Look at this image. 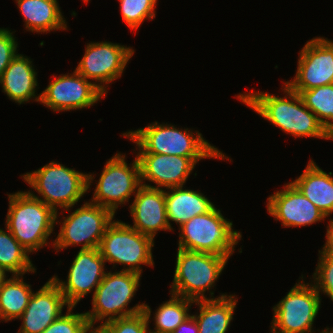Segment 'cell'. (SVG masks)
I'll return each instance as SVG.
<instances>
[{"label": "cell", "mask_w": 333, "mask_h": 333, "mask_svg": "<svg viewBox=\"0 0 333 333\" xmlns=\"http://www.w3.org/2000/svg\"><path fill=\"white\" fill-rule=\"evenodd\" d=\"M215 206L179 227L178 248L230 257L242 235Z\"/></svg>", "instance_id": "obj_6"}, {"label": "cell", "mask_w": 333, "mask_h": 333, "mask_svg": "<svg viewBox=\"0 0 333 333\" xmlns=\"http://www.w3.org/2000/svg\"><path fill=\"white\" fill-rule=\"evenodd\" d=\"M181 187L165 190V204L168 223L176 222L179 226L193 218L209 212L215 205L204 194Z\"/></svg>", "instance_id": "obj_22"}, {"label": "cell", "mask_w": 333, "mask_h": 333, "mask_svg": "<svg viewBox=\"0 0 333 333\" xmlns=\"http://www.w3.org/2000/svg\"><path fill=\"white\" fill-rule=\"evenodd\" d=\"M172 333H199L198 324L195 318L189 316L183 323H181Z\"/></svg>", "instance_id": "obj_34"}, {"label": "cell", "mask_w": 333, "mask_h": 333, "mask_svg": "<svg viewBox=\"0 0 333 333\" xmlns=\"http://www.w3.org/2000/svg\"><path fill=\"white\" fill-rule=\"evenodd\" d=\"M267 211L284 227H301L324 221L326 216L292 183L267 198Z\"/></svg>", "instance_id": "obj_17"}, {"label": "cell", "mask_w": 333, "mask_h": 333, "mask_svg": "<svg viewBox=\"0 0 333 333\" xmlns=\"http://www.w3.org/2000/svg\"><path fill=\"white\" fill-rule=\"evenodd\" d=\"M152 247L154 239L141 234L122 221H112L101 239L99 251L106 262L122 264V271L141 275V265L154 266Z\"/></svg>", "instance_id": "obj_8"}, {"label": "cell", "mask_w": 333, "mask_h": 333, "mask_svg": "<svg viewBox=\"0 0 333 333\" xmlns=\"http://www.w3.org/2000/svg\"><path fill=\"white\" fill-rule=\"evenodd\" d=\"M69 307L66 314H62L42 333H90V327L85 313H72Z\"/></svg>", "instance_id": "obj_31"}, {"label": "cell", "mask_w": 333, "mask_h": 333, "mask_svg": "<svg viewBox=\"0 0 333 333\" xmlns=\"http://www.w3.org/2000/svg\"><path fill=\"white\" fill-rule=\"evenodd\" d=\"M7 271L0 266V284L6 280Z\"/></svg>", "instance_id": "obj_36"}, {"label": "cell", "mask_w": 333, "mask_h": 333, "mask_svg": "<svg viewBox=\"0 0 333 333\" xmlns=\"http://www.w3.org/2000/svg\"><path fill=\"white\" fill-rule=\"evenodd\" d=\"M324 254L333 257V220L329 221L327 226L326 243L321 250Z\"/></svg>", "instance_id": "obj_35"}, {"label": "cell", "mask_w": 333, "mask_h": 333, "mask_svg": "<svg viewBox=\"0 0 333 333\" xmlns=\"http://www.w3.org/2000/svg\"><path fill=\"white\" fill-rule=\"evenodd\" d=\"M235 295L221 294L217 299L195 301L199 306V315H192L199 333H226L236 308Z\"/></svg>", "instance_id": "obj_24"}, {"label": "cell", "mask_w": 333, "mask_h": 333, "mask_svg": "<svg viewBox=\"0 0 333 333\" xmlns=\"http://www.w3.org/2000/svg\"><path fill=\"white\" fill-rule=\"evenodd\" d=\"M151 308L144 303L141 313L104 322L95 327L97 333H149Z\"/></svg>", "instance_id": "obj_29"}, {"label": "cell", "mask_w": 333, "mask_h": 333, "mask_svg": "<svg viewBox=\"0 0 333 333\" xmlns=\"http://www.w3.org/2000/svg\"><path fill=\"white\" fill-rule=\"evenodd\" d=\"M136 156L140 164L141 185L158 189L185 185L196 163L201 159H225V157H183L155 153H138ZM145 180L154 182L158 186L147 185L143 183Z\"/></svg>", "instance_id": "obj_16"}, {"label": "cell", "mask_w": 333, "mask_h": 333, "mask_svg": "<svg viewBox=\"0 0 333 333\" xmlns=\"http://www.w3.org/2000/svg\"><path fill=\"white\" fill-rule=\"evenodd\" d=\"M8 197L6 228L29 253L47 245L54 224L59 222L58 213L26 191L8 194Z\"/></svg>", "instance_id": "obj_3"}, {"label": "cell", "mask_w": 333, "mask_h": 333, "mask_svg": "<svg viewBox=\"0 0 333 333\" xmlns=\"http://www.w3.org/2000/svg\"><path fill=\"white\" fill-rule=\"evenodd\" d=\"M90 333H97L94 329Z\"/></svg>", "instance_id": "obj_39"}, {"label": "cell", "mask_w": 333, "mask_h": 333, "mask_svg": "<svg viewBox=\"0 0 333 333\" xmlns=\"http://www.w3.org/2000/svg\"><path fill=\"white\" fill-rule=\"evenodd\" d=\"M284 83L291 90H310L333 84V41L323 37L308 41L299 53L294 79Z\"/></svg>", "instance_id": "obj_13"}, {"label": "cell", "mask_w": 333, "mask_h": 333, "mask_svg": "<svg viewBox=\"0 0 333 333\" xmlns=\"http://www.w3.org/2000/svg\"><path fill=\"white\" fill-rule=\"evenodd\" d=\"M33 66L31 59L17 54L0 77L2 92L19 105L32 100L31 98L40 102L41 94L35 95L38 82Z\"/></svg>", "instance_id": "obj_20"}, {"label": "cell", "mask_w": 333, "mask_h": 333, "mask_svg": "<svg viewBox=\"0 0 333 333\" xmlns=\"http://www.w3.org/2000/svg\"><path fill=\"white\" fill-rule=\"evenodd\" d=\"M140 277L141 275L138 273L122 270L107 272L104 275L103 280L93 292L92 311L85 312L92 329H94V323L98 321H101L100 324H102L143 311L144 303L136 304L130 309L127 308L138 290Z\"/></svg>", "instance_id": "obj_7"}, {"label": "cell", "mask_w": 333, "mask_h": 333, "mask_svg": "<svg viewBox=\"0 0 333 333\" xmlns=\"http://www.w3.org/2000/svg\"><path fill=\"white\" fill-rule=\"evenodd\" d=\"M28 31L48 33L52 30H67L57 0H15Z\"/></svg>", "instance_id": "obj_23"}, {"label": "cell", "mask_w": 333, "mask_h": 333, "mask_svg": "<svg viewBox=\"0 0 333 333\" xmlns=\"http://www.w3.org/2000/svg\"><path fill=\"white\" fill-rule=\"evenodd\" d=\"M115 214L108 208L85 202L63 220L53 246L56 252L68 246L82 245L81 249L99 248L106 228Z\"/></svg>", "instance_id": "obj_10"}, {"label": "cell", "mask_w": 333, "mask_h": 333, "mask_svg": "<svg viewBox=\"0 0 333 333\" xmlns=\"http://www.w3.org/2000/svg\"><path fill=\"white\" fill-rule=\"evenodd\" d=\"M67 305L58 284L50 278L36 293H32L29 303L18 319L23 323L17 333H42L62 315Z\"/></svg>", "instance_id": "obj_18"}, {"label": "cell", "mask_w": 333, "mask_h": 333, "mask_svg": "<svg viewBox=\"0 0 333 333\" xmlns=\"http://www.w3.org/2000/svg\"><path fill=\"white\" fill-rule=\"evenodd\" d=\"M134 52V49L117 43L91 42L75 70L87 80H95V86L106 95L107 85L121 77Z\"/></svg>", "instance_id": "obj_12"}, {"label": "cell", "mask_w": 333, "mask_h": 333, "mask_svg": "<svg viewBox=\"0 0 333 333\" xmlns=\"http://www.w3.org/2000/svg\"><path fill=\"white\" fill-rule=\"evenodd\" d=\"M283 90L285 97L252 90L248 94H238L237 98L261 117L295 138L317 137L333 140L316 115L305 106L300 95L287 85H284Z\"/></svg>", "instance_id": "obj_1"}, {"label": "cell", "mask_w": 333, "mask_h": 333, "mask_svg": "<svg viewBox=\"0 0 333 333\" xmlns=\"http://www.w3.org/2000/svg\"><path fill=\"white\" fill-rule=\"evenodd\" d=\"M319 262L313 274L314 286L333 301V257L319 251Z\"/></svg>", "instance_id": "obj_32"}, {"label": "cell", "mask_w": 333, "mask_h": 333, "mask_svg": "<svg viewBox=\"0 0 333 333\" xmlns=\"http://www.w3.org/2000/svg\"><path fill=\"white\" fill-rule=\"evenodd\" d=\"M166 301L155 311V331L149 329V333H172L189 316L188 312L195 301L171 294Z\"/></svg>", "instance_id": "obj_28"}, {"label": "cell", "mask_w": 333, "mask_h": 333, "mask_svg": "<svg viewBox=\"0 0 333 333\" xmlns=\"http://www.w3.org/2000/svg\"><path fill=\"white\" fill-rule=\"evenodd\" d=\"M228 256L178 248L171 294L193 301L207 298L205 291L215 286L228 262Z\"/></svg>", "instance_id": "obj_5"}, {"label": "cell", "mask_w": 333, "mask_h": 333, "mask_svg": "<svg viewBox=\"0 0 333 333\" xmlns=\"http://www.w3.org/2000/svg\"><path fill=\"white\" fill-rule=\"evenodd\" d=\"M123 21L130 29L137 30L145 19L155 18L157 0H119Z\"/></svg>", "instance_id": "obj_30"}, {"label": "cell", "mask_w": 333, "mask_h": 333, "mask_svg": "<svg viewBox=\"0 0 333 333\" xmlns=\"http://www.w3.org/2000/svg\"><path fill=\"white\" fill-rule=\"evenodd\" d=\"M326 333H333V327H332V329H331V330H329V328H327V331H326Z\"/></svg>", "instance_id": "obj_37"}, {"label": "cell", "mask_w": 333, "mask_h": 333, "mask_svg": "<svg viewBox=\"0 0 333 333\" xmlns=\"http://www.w3.org/2000/svg\"><path fill=\"white\" fill-rule=\"evenodd\" d=\"M0 28V77L5 69L17 55V45L13 32Z\"/></svg>", "instance_id": "obj_33"}, {"label": "cell", "mask_w": 333, "mask_h": 333, "mask_svg": "<svg viewBox=\"0 0 333 333\" xmlns=\"http://www.w3.org/2000/svg\"><path fill=\"white\" fill-rule=\"evenodd\" d=\"M92 175L84 174L51 161L34 172L24 174L22 178L42 198L30 191L28 193L43 201L57 213L58 207L69 211L72 206L74 207L77 204L90 188L94 180V175Z\"/></svg>", "instance_id": "obj_4"}, {"label": "cell", "mask_w": 333, "mask_h": 333, "mask_svg": "<svg viewBox=\"0 0 333 333\" xmlns=\"http://www.w3.org/2000/svg\"><path fill=\"white\" fill-rule=\"evenodd\" d=\"M326 331H327V328H326L325 330H322V332H321V333H326Z\"/></svg>", "instance_id": "obj_38"}, {"label": "cell", "mask_w": 333, "mask_h": 333, "mask_svg": "<svg viewBox=\"0 0 333 333\" xmlns=\"http://www.w3.org/2000/svg\"><path fill=\"white\" fill-rule=\"evenodd\" d=\"M195 134V135H194ZM136 143L138 153H155L183 157H226L205 140L198 131L179 129L171 124L154 122L145 128L122 134Z\"/></svg>", "instance_id": "obj_2"}, {"label": "cell", "mask_w": 333, "mask_h": 333, "mask_svg": "<svg viewBox=\"0 0 333 333\" xmlns=\"http://www.w3.org/2000/svg\"><path fill=\"white\" fill-rule=\"evenodd\" d=\"M320 293L304 280L295 284L273 307L272 333H313L312 325L321 305Z\"/></svg>", "instance_id": "obj_9"}, {"label": "cell", "mask_w": 333, "mask_h": 333, "mask_svg": "<svg viewBox=\"0 0 333 333\" xmlns=\"http://www.w3.org/2000/svg\"><path fill=\"white\" fill-rule=\"evenodd\" d=\"M292 91L300 95L305 106L316 115L322 127L333 138V84Z\"/></svg>", "instance_id": "obj_27"}, {"label": "cell", "mask_w": 333, "mask_h": 333, "mask_svg": "<svg viewBox=\"0 0 333 333\" xmlns=\"http://www.w3.org/2000/svg\"><path fill=\"white\" fill-rule=\"evenodd\" d=\"M125 155L117 153L106 162L95 187L91 203L110 209L114 214L118 206L129 201L141 186L140 164L137 156L128 167Z\"/></svg>", "instance_id": "obj_11"}, {"label": "cell", "mask_w": 333, "mask_h": 333, "mask_svg": "<svg viewBox=\"0 0 333 333\" xmlns=\"http://www.w3.org/2000/svg\"><path fill=\"white\" fill-rule=\"evenodd\" d=\"M31 286L24 282L21 275H12L0 284V319H18L26 309L32 296Z\"/></svg>", "instance_id": "obj_25"}, {"label": "cell", "mask_w": 333, "mask_h": 333, "mask_svg": "<svg viewBox=\"0 0 333 333\" xmlns=\"http://www.w3.org/2000/svg\"><path fill=\"white\" fill-rule=\"evenodd\" d=\"M54 78L40 97L41 104L54 112L87 108L106 97L94 82L88 81L76 70L73 74Z\"/></svg>", "instance_id": "obj_14"}, {"label": "cell", "mask_w": 333, "mask_h": 333, "mask_svg": "<svg viewBox=\"0 0 333 333\" xmlns=\"http://www.w3.org/2000/svg\"><path fill=\"white\" fill-rule=\"evenodd\" d=\"M319 168L311 159L303 173L292 183L327 218L333 213V176Z\"/></svg>", "instance_id": "obj_21"}, {"label": "cell", "mask_w": 333, "mask_h": 333, "mask_svg": "<svg viewBox=\"0 0 333 333\" xmlns=\"http://www.w3.org/2000/svg\"><path fill=\"white\" fill-rule=\"evenodd\" d=\"M134 195L130 205L132 228L153 239L159 230H172L167 220L165 190L141 185Z\"/></svg>", "instance_id": "obj_19"}, {"label": "cell", "mask_w": 333, "mask_h": 333, "mask_svg": "<svg viewBox=\"0 0 333 333\" xmlns=\"http://www.w3.org/2000/svg\"><path fill=\"white\" fill-rule=\"evenodd\" d=\"M0 228V266L12 275L36 272L29 257V252L17 241L12 233Z\"/></svg>", "instance_id": "obj_26"}, {"label": "cell", "mask_w": 333, "mask_h": 333, "mask_svg": "<svg viewBox=\"0 0 333 333\" xmlns=\"http://www.w3.org/2000/svg\"><path fill=\"white\" fill-rule=\"evenodd\" d=\"M105 263L99 248L80 249L69 269L67 280L63 282L58 276L52 277L69 307H76L84 296L97 289L106 274Z\"/></svg>", "instance_id": "obj_15"}]
</instances>
